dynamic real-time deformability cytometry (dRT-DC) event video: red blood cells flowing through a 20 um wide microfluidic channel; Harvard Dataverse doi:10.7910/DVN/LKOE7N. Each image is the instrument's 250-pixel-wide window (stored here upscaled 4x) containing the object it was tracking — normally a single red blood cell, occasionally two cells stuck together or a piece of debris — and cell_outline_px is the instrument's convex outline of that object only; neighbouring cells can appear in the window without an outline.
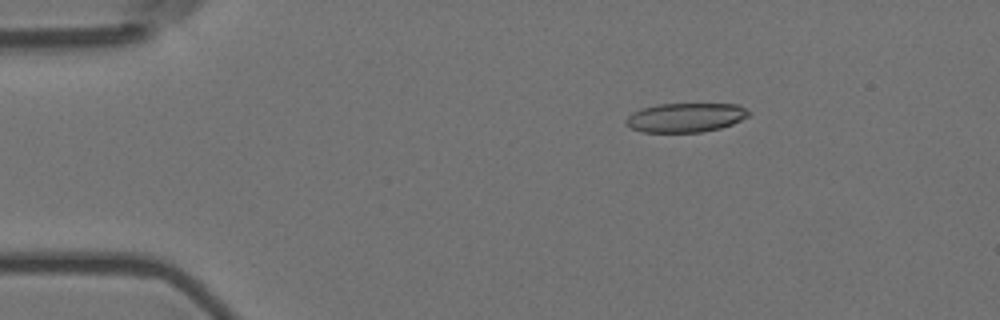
{"species": "Egyptian fruit bat (a non-hibernating species)", "species_latin": "Rousettus aegyptiacus", "temperature_condition": "room temperature", "stored_images_in_passage": 7, "camera_frame_rate_fps": 3000, "um_per_image_px": 0.085, "animal": {"sex": "female"}, "frame": {"image": 1, "passage_image": 2, "time_ms": 0.333, "image_size_px": [1000, 320], "cell_outline_px": [[752, 112], [748, 116], [732, 124], [720, 128], [700, 132], [640, 132], [624, 124], [624, 120], [632, 112], [644, 108], [660, 104], [736, 104]], "centroid_in_image_um": [58.25, 9.99], "position_along_channel_um": 26.7, "area_um2": 20.81}}
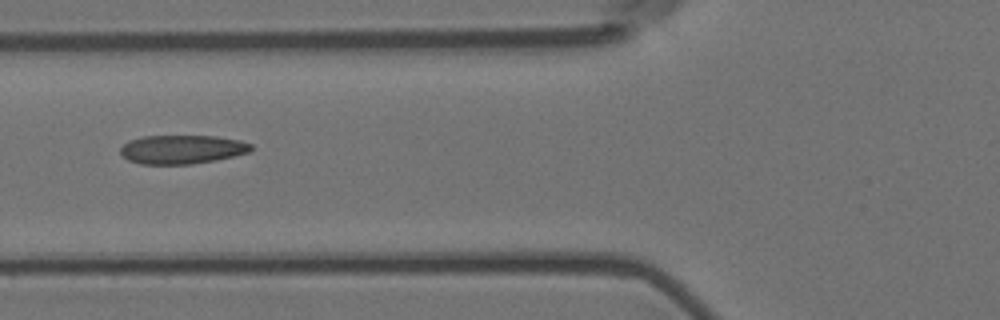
{"frame": {"image": 2, "passage_image": 5, "time_ms": 1.333, "image_size_px": [1000, 320], "cell_outline_px": [[252, 148], [248, 152], [216, 160], [192, 164], [140, 164], [128, 160], [120, 152], [120, 148], [128, 140], [144, 136], [216, 136], [240, 140], [252, 144]], "centroid_in_image_um": [15.45, 12.69], "position_along_channel_um": 110.3, "area_um2": 21.91}}
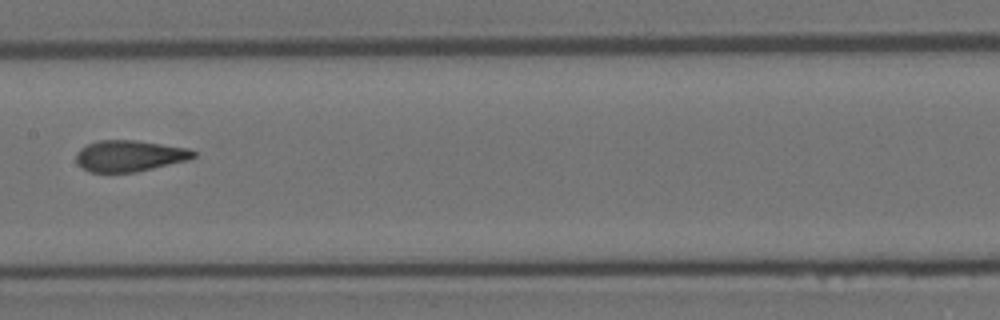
{"frame": {"image": 3, "passage_image": 7, "time_ms": 2.0, "image_size_px": [1000, 320], "cell_outline_px": [[196, 156], [188, 160], [136, 172], [88, 172], [80, 168], [76, 160], [76, 152], [80, 148], [88, 144], [100, 140], [136, 140], [188, 148], [196, 152]], "centroid_in_image_um": [10.98, 13.25], "position_along_channel_um": 196.4, "area_um2": 21.44}}